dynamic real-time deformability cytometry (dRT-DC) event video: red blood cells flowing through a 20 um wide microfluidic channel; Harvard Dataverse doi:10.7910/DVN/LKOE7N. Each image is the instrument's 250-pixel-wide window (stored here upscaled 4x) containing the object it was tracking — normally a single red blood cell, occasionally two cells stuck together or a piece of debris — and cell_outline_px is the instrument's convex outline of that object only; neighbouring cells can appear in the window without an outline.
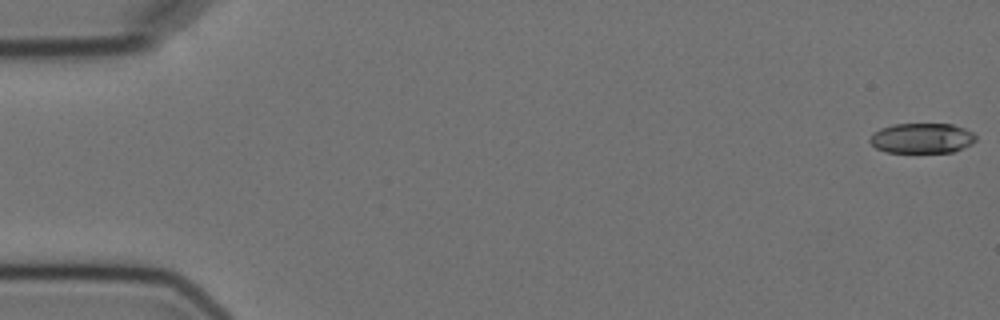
{"species": "Egyptian fruit bat (a non-hibernating species)", "species_latin": "Rousettus aegyptiacus", "temperature_condition": "cold", "stored_images_in_passage": 7, "camera_frame_rate_fps": 3000, "um_per_image_px": 0.085, "animal": {"sex": "female"}, "frame": {"image": 1, "passage_image": 1, "time_ms": 0.0, "image_size_px": [1000, 320], "cell_outline_px": [[976, 140], [972, 144], [952, 152], [884, 152], [876, 148], [868, 140], [872, 132], [880, 128], [892, 124], [952, 124], [964, 128], [972, 132], [976, 136]], "centroid_in_image_um": [78.33, 11.74], "position_along_channel_um": 6.7, "area_um2": 18.73}}
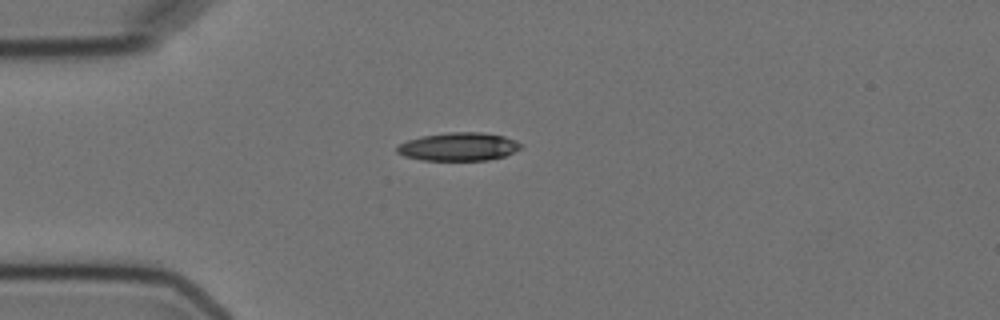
{"frame": {"image": 2, "passage_image": 5, "time_ms": 4.667, "image_size_px": [1000, 320], "cell_outline_px": [[524, 144], [520, 148], [504, 156], [488, 160], [420, 160], [404, 156], [396, 152], [396, 148], [400, 144], [408, 140], [424, 136], [448, 132], [480, 132], [504, 136], [516, 140]], "centroid_in_image_um": [38.99, 12.47], "position_along_channel_um": 46.0, "area_um2": 20.29}}
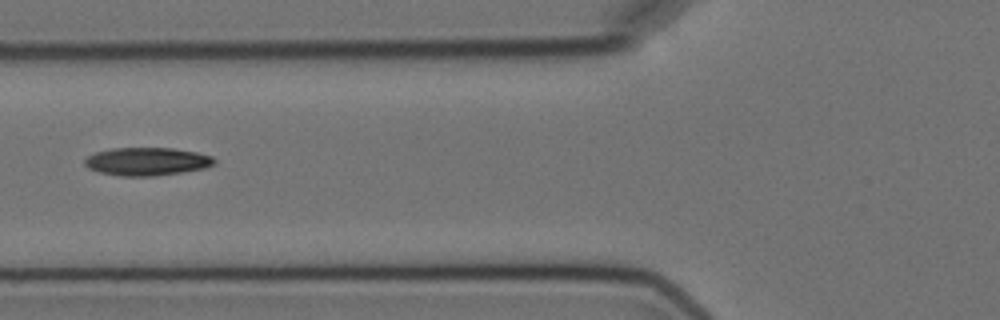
{"frame": {"image": 3, "passage_image": 7, "time_ms": 7.0, "image_size_px": [1000, 320], "cell_outline_px": [[216, 164], [204, 168], [156, 176], [120, 176], [100, 172], [88, 168], [84, 164], [84, 160], [88, 156], [96, 152], [108, 148], [172, 148], [196, 152], [212, 156], [216, 160]], "centroid_in_image_um": [12.48, 13.72], "position_along_channel_um": 113.3, "area_um2": 21.21}}